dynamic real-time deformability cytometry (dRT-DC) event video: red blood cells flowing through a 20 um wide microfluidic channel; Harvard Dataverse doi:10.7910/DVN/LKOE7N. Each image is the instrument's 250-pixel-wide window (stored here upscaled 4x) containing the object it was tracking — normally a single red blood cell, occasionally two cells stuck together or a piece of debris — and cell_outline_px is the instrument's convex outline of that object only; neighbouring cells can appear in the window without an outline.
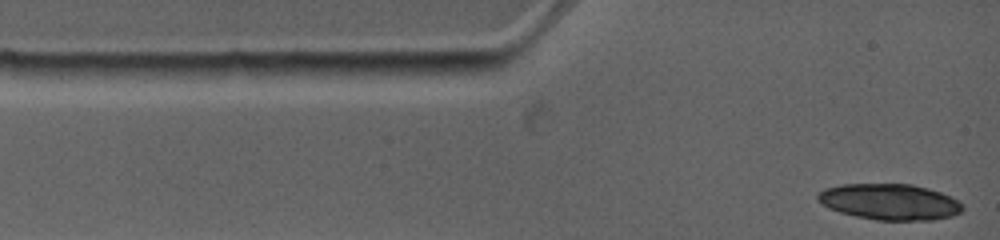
{"species": "common noctule bat (a hibernating species)", "species_latin": "Nyctalus noctula", "temperature_condition": "warm", "stored_images_in_passage": 6, "camera_frame_rate_fps": 4500, "um_per_image_px": 0.085, "animal": {"sex": "female", "body_mass_g": 19.0, "forearm_length_mm": 53.3}, "frame": {"image": 1, "passage_image": 1, "time_ms": 0.0, "image_size_px": [1000, 240], "cell_outline_px": [[964, 208], [960, 212], [952, 216], [932, 220], [876, 220], [856, 216], [840, 212], [828, 208], [816, 200], [816, 196], [824, 188], [844, 184], [912, 184], [928, 188], [940, 192], [960, 200], [964, 204]], "centroid_in_image_um": [75.64, 17.15], "position_along_channel_um": 9.4, "area_um2": 30.58}}